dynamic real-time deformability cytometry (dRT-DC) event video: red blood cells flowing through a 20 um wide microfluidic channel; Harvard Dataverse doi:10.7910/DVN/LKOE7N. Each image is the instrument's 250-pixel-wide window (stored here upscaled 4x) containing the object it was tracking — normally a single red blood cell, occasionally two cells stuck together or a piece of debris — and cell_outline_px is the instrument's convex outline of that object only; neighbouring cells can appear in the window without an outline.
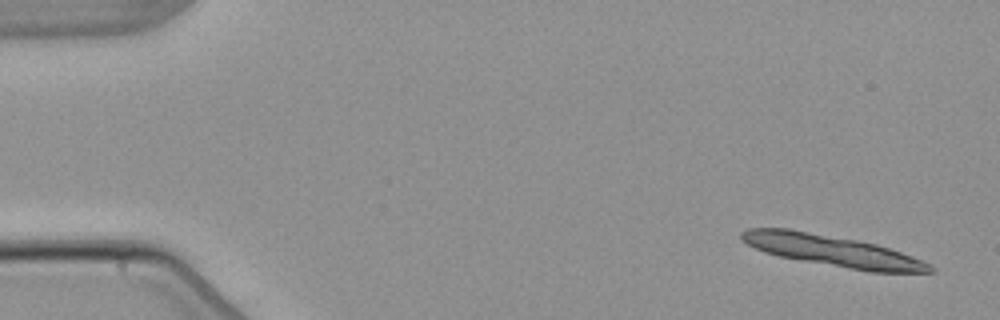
{"species": "common noctule bat (a hibernating species)", "species_latin": "Nyctalus noctula", "temperature_condition": "warm", "stored_images_in_passage": 5, "segment_of_instrument_passage": [1, 2], "camera_frame_rate_fps": 3000, "um_per_image_px": 0.085, "animal": {"sex": "male", "body_mass_g": 21.5, "forearm_length_mm": 52.0}, "frame": {"image": 1, "passage_image": 1, "time_ms": 0.0, "image_size_px": [1000, 320], "cell_outline_px": [[936, 272], [868, 272], [800, 260], [780, 256], [764, 252], [740, 240], [740, 232], [748, 228], [788, 228], [856, 240], [876, 244], [912, 256], [932, 264], [936, 268]], "centroid_in_image_um": [70.77, 21.32], "position_along_channel_um": 14.2, "area_um2": 34.22}}